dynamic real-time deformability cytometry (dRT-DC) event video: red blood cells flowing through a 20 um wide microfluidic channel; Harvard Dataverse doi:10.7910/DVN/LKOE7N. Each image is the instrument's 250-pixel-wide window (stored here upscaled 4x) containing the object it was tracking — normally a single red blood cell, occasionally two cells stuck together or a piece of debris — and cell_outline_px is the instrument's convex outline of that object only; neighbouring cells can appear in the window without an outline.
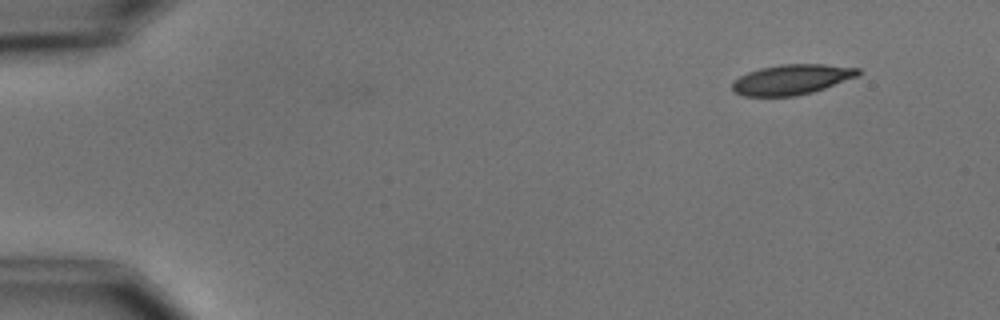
{"species": "common noctule bat (a hibernating species)", "species_latin": "Nyctalus noctula", "temperature_condition": "cold", "stored_images_in_passage": 3, "camera_frame_rate_fps": 3000, "um_per_image_px": 0.085, "animal": {"sex": "male", "body_mass_g": 15.6}, "frame": {"image": 1, "passage_image": 1, "time_ms": 0.0, "image_size_px": [1000, 320], "cell_outline_px": [[860, 72], [856, 76], [824, 88], [812, 92], [796, 96], [744, 96], [736, 92], [732, 88], [732, 84], [740, 76], [748, 72], [760, 68], [780, 64], [824, 64], [860, 68]], "centroid_in_image_um": [67.28, 6.75], "position_along_channel_um": 17.7, "area_um2": 21.85}}
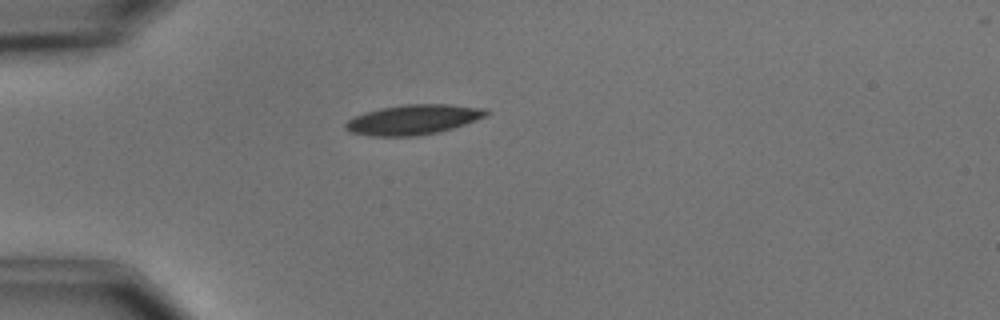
{"frame": {"image": 2, "passage_image": 3, "time_ms": 3.333, "image_size_px": [1000, 320], "cell_outline_px": [[492, 112], [488, 116], [452, 128], [436, 132], [416, 136], [372, 136], [348, 132], [344, 128], [344, 124], [352, 116], [364, 112], [380, 108], [404, 104], [448, 104], [488, 108]], "centroid_in_image_um": [35.13, 10.15], "position_along_channel_um": 49.9, "area_um2": 24.85}}